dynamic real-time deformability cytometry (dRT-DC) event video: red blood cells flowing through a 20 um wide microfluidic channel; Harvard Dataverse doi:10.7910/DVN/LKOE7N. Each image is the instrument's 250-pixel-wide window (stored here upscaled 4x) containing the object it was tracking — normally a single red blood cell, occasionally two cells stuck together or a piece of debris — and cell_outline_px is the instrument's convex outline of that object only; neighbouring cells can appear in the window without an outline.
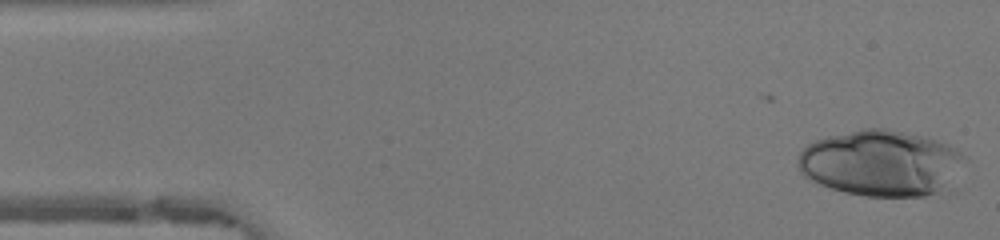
{"species": "human", "species_latin": "Homo sapiens", "temperature_condition": "warm", "stored_images_in_passage": 47, "camera_frame_rate_fps": 3000, "um_per_image_px": 0.085, "donor": {"sex": "female"}, "frame": {"image": 1, "passage_image": 1, "time_ms": 0.0, "image_size_px": [1000, 240], "cell_outline_px": [[968, 160], [948, 188], [924, 196], [864, 196], [844, 192], [820, 184], [804, 176], [800, 172], [796, 164], [796, 160], [800, 152], [808, 144], [816, 140], [828, 136], [860, 128], [884, 128], [924, 136], [948, 144], [956, 148], [968, 156]], "centroid_in_image_um": [74.92, 13.86], "position_along_channel_um": 10.1, "area_um2": 64.74}}
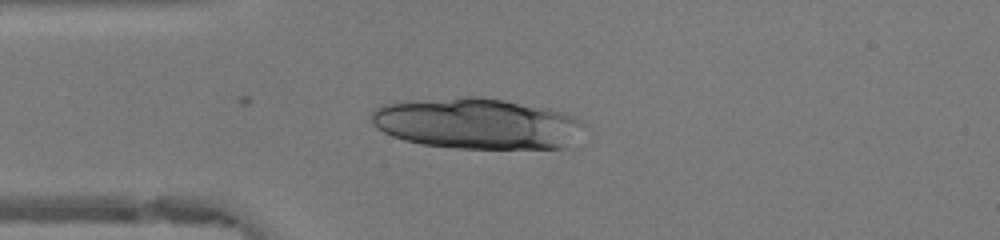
{"frame": {"image": 2, "passage_image": 11, "time_ms": 3.333, "image_size_px": [1000, 240], "cell_outline_px": [[584, 124], [568, 148], [456, 148], [420, 144], [404, 140], [392, 136], [376, 128], [372, 124], [372, 112], [376, 108], [384, 104], [404, 100], [460, 96], [476, 96], [504, 100], [552, 108], [576, 116], [584, 120]], "centroid_in_image_um": [40.54, 10.48], "position_along_channel_um": 44.5, "area_um2": 63.81}}